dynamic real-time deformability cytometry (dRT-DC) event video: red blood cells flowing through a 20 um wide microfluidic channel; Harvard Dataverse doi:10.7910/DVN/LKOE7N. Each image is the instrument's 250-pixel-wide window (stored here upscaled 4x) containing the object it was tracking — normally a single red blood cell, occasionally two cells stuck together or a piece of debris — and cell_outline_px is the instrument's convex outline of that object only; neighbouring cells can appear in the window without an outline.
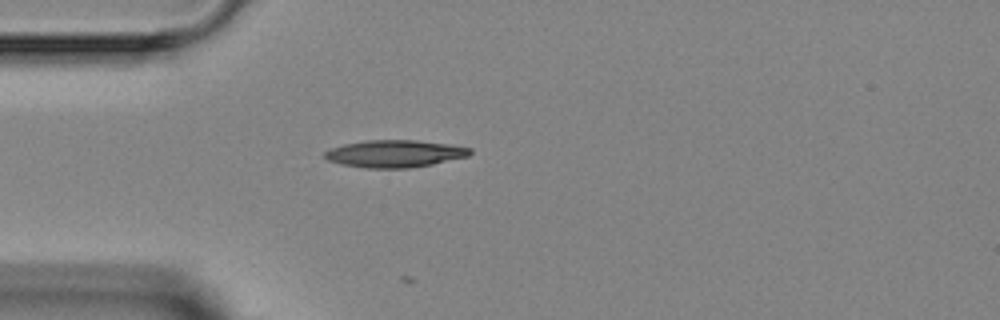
{"species": "Egyptian fruit bat (a non-hibernating species)", "species_latin": "Rousettus aegyptiacus", "temperature_condition": "room temperature", "stored_images_in_passage": 2, "camera_frame_rate_fps": 3000, "um_per_image_px": 0.085, "animal": {"sex": "female"}, "frame": {"image": 1, "passage_image": 2, "time_ms": 1.333, "image_size_px": [1000, 320], "cell_outline_px": [[472, 152], [468, 156], [432, 164], [408, 168], [364, 168], [340, 164], [328, 160], [324, 156], [324, 152], [332, 148], [344, 144], [368, 140], [416, 140], [452, 144], [472, 148]], "centroid_in_image_um": [33.57, 13.06], "position_along_channel_um": 51.4, "area_um2": 23.12}}